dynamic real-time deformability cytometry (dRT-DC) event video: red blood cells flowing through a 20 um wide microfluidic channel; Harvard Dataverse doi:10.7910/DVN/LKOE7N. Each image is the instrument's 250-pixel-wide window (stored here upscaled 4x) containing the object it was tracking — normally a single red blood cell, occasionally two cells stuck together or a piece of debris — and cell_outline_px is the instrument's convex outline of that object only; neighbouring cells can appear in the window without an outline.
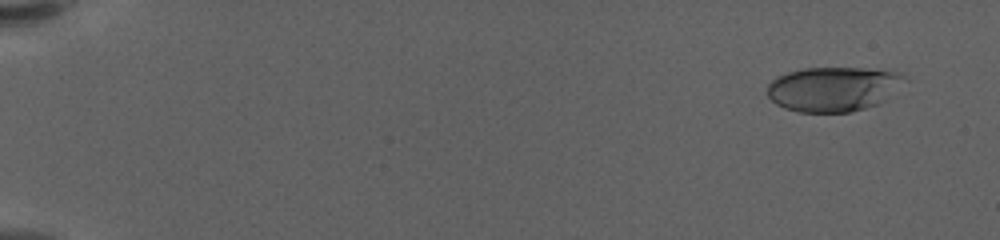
{"species": "human", "species_latin": "Homo sapiens", "temperature_condition": "warm", "stored_images_in_passage": 57, "camera_frame_rate_fps": 3000, "um_per_image_px": 0.085, "donor": {"sex": "female"}, "frame": {"image": 1, "passage_image": 1, "time_ms": 0.0, "image_size_px": [1000, 240], "cell_outline_px": [[908, 80], [876, 104], [864, 108], [848, 112], [800, 112], [784, 108], [776, 104], [768, 96], [768, 84], [776, 76], [788, 72], [804, 68], [860, 68], [904, 72]], "centroid_in_image_um": [70.82, 7.54], "position_along_channel_um": 14.2, "area_um2": 35.55}}
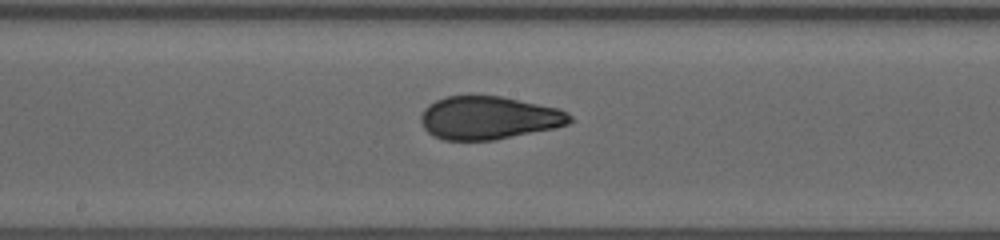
{"frame": {"image": 2, "passage_image": 31, "time_ms": 10.0, "image_size_px": [1000, 240], "cell_outline_px": [[572, 120], [568, 124], [556, 128], [496, 140], [444, 140], [432, 136], [424, 128], [420, 120], [420, 116], [424, 108], [428, 104], [444, 96], [500, 96], [560, 108], [568, 112], [572, 116]], "centroid_in_image_um": [41.55, 10.02], "position_along_channel_um": 206.7, "area_um2": 37.74}}
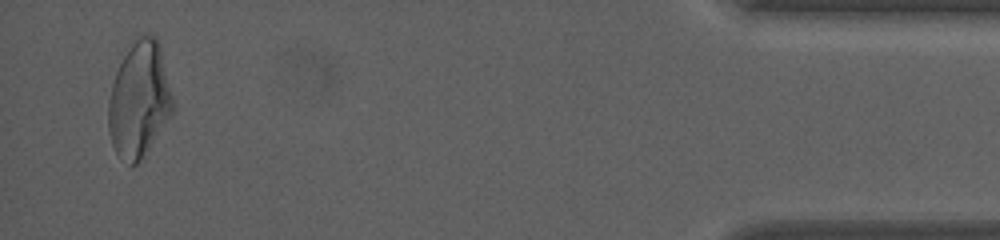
{"frame": {"image": 3, "passage_image": 55, "time_ms": 18.0, "image_size_px": [1000, 240], "cell_outline_px": [[172, 112], [140, 160], [132, 168], [120, 160], [112, 144], [108, 132], [108, 100], [112, 84], [116, 72], [132, 36], [156, 36], [160, 48], [172, 96]], "centroid_in_image_um": [11.78, 8.47], "position_along_channel_um": 423.4, "area_um2": 43.06}, "authors_computed_cell_mechanics": {"area_um2": 37.4544, "velocity_mm_per_s": 3.5599, "shape_relaxation_time_tau1_ms": 11.3538, "shape_relaxation_time_tau2_ms": 1.0303, "deformation_change_tau1": 0.3291, "deformation_change_tau2": 0.0707}}